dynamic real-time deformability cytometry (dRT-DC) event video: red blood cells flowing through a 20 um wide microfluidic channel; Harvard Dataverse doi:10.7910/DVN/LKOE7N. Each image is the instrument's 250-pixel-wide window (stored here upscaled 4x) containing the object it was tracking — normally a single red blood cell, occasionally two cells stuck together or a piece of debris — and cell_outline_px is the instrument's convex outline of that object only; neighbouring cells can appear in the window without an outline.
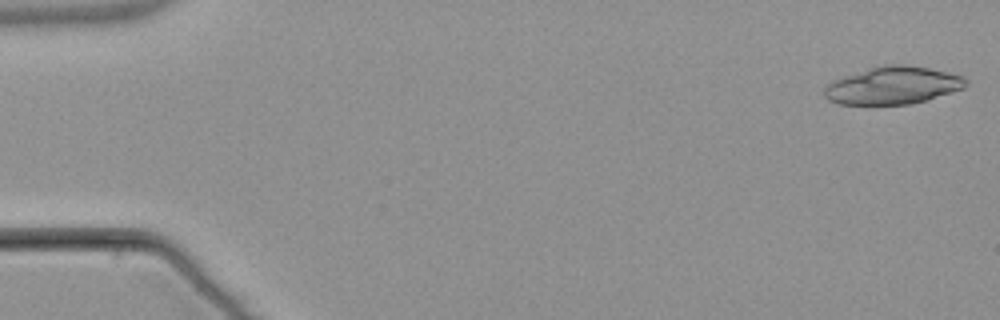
{"species": "common noctule bat (a hibernating species)", "species_latin": "Nyctalus noctula", "temperature_condition": "warm", "stored_images_in_passage": 7, "camera_frame_rate_fps": 3000, "um_per_image_px": 0.085, "animal": {"sex": "male", "body_mass_g": 21.5, "forearm_length_mm": 52.0}, "frame": {"image": 1, "passage_image": 1, "time_ms": 0.0, "image_size_px": [1000, 320], "cell_outline_px": [[968, 84], [964, 88], [952, 92], [924, 100], [908, 104], [836, 104], [828, 100], [824, 96], [824, 88], [832, 80], [868, 68], [884, 64], [904, 64], [928, 68], [964, 76], [968, 80]], "centroid_in_image_um": [75.88, 7.25], "position_along_channel_um": 9.1, "area_um2": 30.92}}